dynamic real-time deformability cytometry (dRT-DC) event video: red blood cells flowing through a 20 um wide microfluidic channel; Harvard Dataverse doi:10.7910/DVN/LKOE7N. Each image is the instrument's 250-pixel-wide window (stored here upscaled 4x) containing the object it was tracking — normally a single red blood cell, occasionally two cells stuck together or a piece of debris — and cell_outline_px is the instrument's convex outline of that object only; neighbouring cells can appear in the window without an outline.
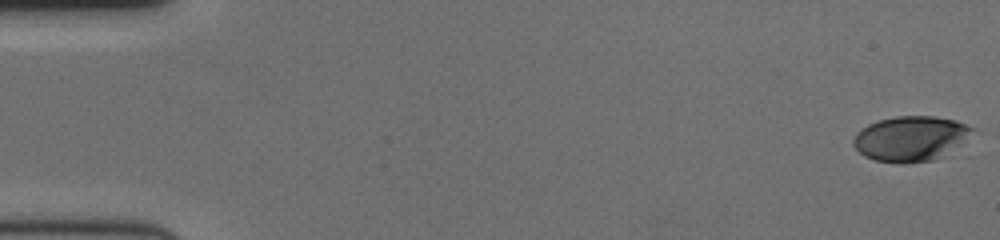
{"species": "human", "species_latin": "Homo sapiens", "temperature_condition": "cold", "stored_images_in_passage": 60, "camera_frame_rate_fps": 3000, "um_per_image_px": 0.085, "donor": {"sex": "female"}, "frame": {"image": 1, "passage_image": 1, "time_ms": 0.0, "image_size_px": [1000, 240], "cell_outline_px": [[980, 132], [932, 160], [904, 164], [900, 164], [872, 160], [864, 156], [852, 144], [852, 140], [856, 132], [868, 124], [880, 120], [896, 116], [936, 116], [956, 120], [976, 128]], "centroid_in_image_um": [77.43, 11.77], "position_along_channel_um": 7.6, "area_um2": 31.56}}
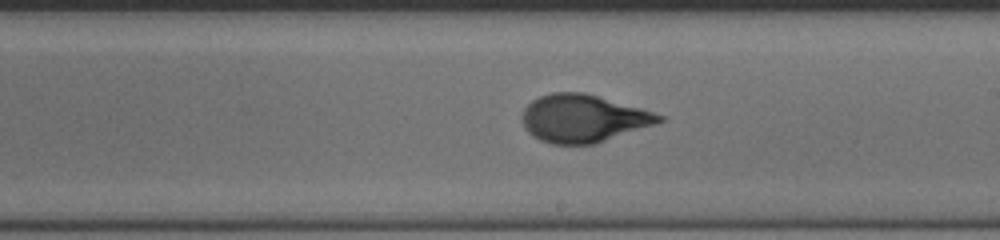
{"frame": {"image": 2, "passage_image": 35, "time_ms": 11.333, "image_size_px": [1000, 240], "cell_outline_px": [[668, 116], [664, 120], [656, 124], [596, 144], [552, 144], [540, 140], [532, 136], [524, 128], [520, 116], [524, 108], [532, 100], [540, 96], [552, 92], [584, 92]], "centroid_in_image_um": [49.56, 10.07], "position_along_channel_um": 239.4, "area_um2": 38.32}}
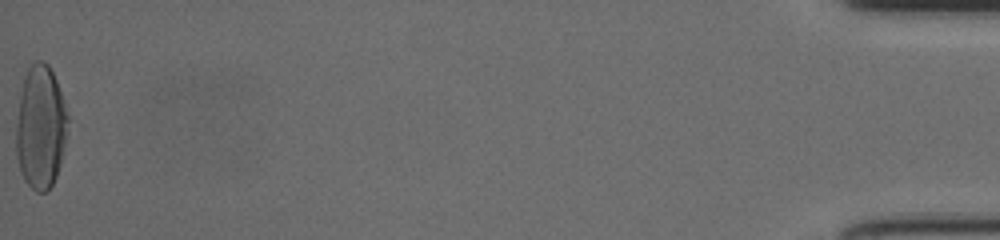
{"frame": {"image": 3, "passage_image": 60, "time_ms": 19.667, "image_size_px": [1000, 240], "cell_outline_px": [[68, 132], [60, 164], [56, 176], [52, 184], [44, 192], [36, 192], [24, 180], [20, 172], [16, 156], [16, 124], [20, 96], [24, 76], [28, 68], [36, 60], [40, 60], [48, 64], [56, 80], [64, 100], [68, 116]], "centroid_in_image_um": [3.45, 10.82], "position_along_channel_um": 431.7, "area_um2": 37.34}, "authors_computed_cell_mechanics": {"area_um2": 36.3851, "velocity_mm_per_s": 3.5339, "shape_relaxation_time_tau1_ms": 3.9193, "shape_relaxation_time_tau2_ms": null, "deformation_change_tau1": 0.203, "deformation_change_tau2": null}}